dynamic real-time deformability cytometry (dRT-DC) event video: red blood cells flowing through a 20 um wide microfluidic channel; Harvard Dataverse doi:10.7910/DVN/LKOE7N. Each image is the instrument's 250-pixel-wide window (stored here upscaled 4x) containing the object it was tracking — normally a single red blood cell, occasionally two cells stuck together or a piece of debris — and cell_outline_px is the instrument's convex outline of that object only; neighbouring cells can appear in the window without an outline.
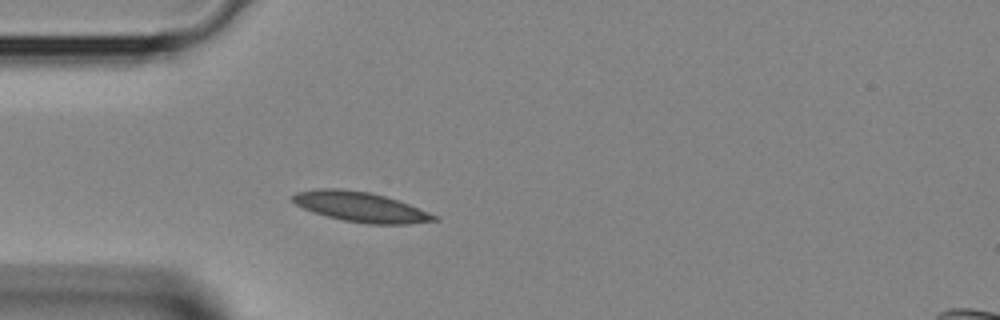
{"species": "Egyptian fruit bat (a non-hibernating species)", "species_latin": "Rousettus aegyptiacus", "temperature_condition": "room temperature", "stored_images_in_passage": 1, "camera_frame_rate_fps": 3000, "um_per_image_px": 0.085, "animal": {"sex": "female"}, "frame": {"image": 1, "passage_image": 1, "time_ms": 0.0, "image_size_px": [1000, 320], "cell_outline_px": [[440, 220], [408, 224], [368, 224], [344, 220], [312, 212], [296, 204], [292, 200], [292, 196], [296, 192], [320, 188], [340, 188], [368, 192], [384, 196], [408, 204], [428, 212], [436, 216]], "centroid_in_image_um": [30.63, 17.58], "position_along_channel_um": 54.4, "area_um2": 24.39}}